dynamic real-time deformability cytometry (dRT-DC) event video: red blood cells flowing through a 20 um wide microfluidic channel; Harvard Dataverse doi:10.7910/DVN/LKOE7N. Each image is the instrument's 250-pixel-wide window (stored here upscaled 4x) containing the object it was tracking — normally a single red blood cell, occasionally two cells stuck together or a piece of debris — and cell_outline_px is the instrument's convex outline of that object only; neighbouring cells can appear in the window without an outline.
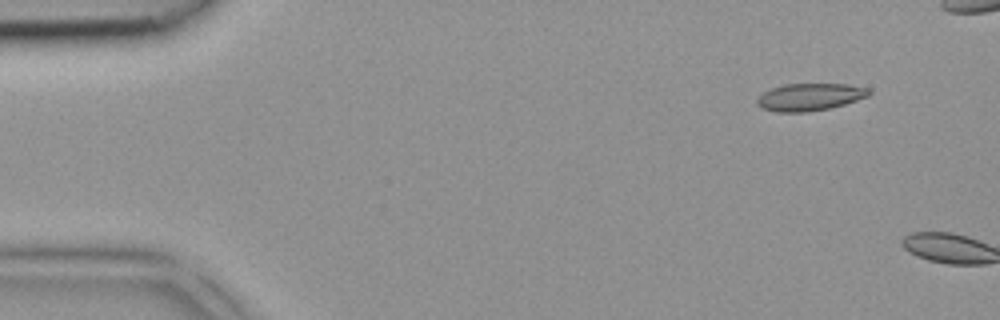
{"species": "common noctule bat (a hibernating species)", "species_latin": "Nyctalus noctula", "temperature_condition": "room temperature", "stored_images_in_passage": 2, "camera_frame_rate_fps": 3000, "um_per_image_px": 0.085, "animal": {"sex": "female", "body_mass_g": 18.4}, "frame": {"image": 1, "passage_image": 1, "time_ms": 0.0, "image_size_px": [1000, 320], "cell_outline_px": [[872, 92], [868, 96], [844, 104], [828, 108], [808, 112], [776, 112], [764, 108], [756, 104], [756, 100], [764, 92], [772, 88], [784, 84], [848, 84], [868, 88]], "centroid_in_image_um": [68.84, 8.24], "position_along_channel_um": 16.2, "area_um2": 17.69}}